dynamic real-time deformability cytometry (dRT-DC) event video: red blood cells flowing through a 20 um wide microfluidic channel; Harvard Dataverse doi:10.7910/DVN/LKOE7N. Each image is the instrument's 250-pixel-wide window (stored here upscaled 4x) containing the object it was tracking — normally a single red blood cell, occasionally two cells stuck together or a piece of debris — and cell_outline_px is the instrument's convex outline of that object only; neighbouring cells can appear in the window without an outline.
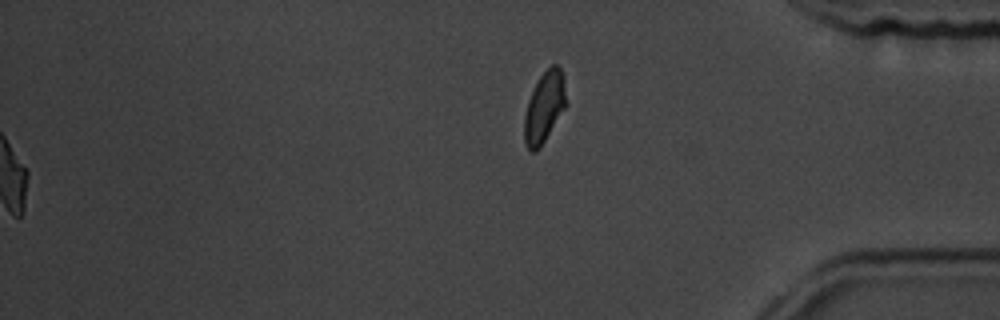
{"species": "common noctule bat (a hibernating species)", "species_latin": "Nyctalus noctula", "temperature_condition": "room temperature", "stored_images_in_passage": 57, "segment_of_instrument_passage": [2, 2], "camera_frame_rate_fps": 3000, "um_per_image_px": 0.085, "animal": {"sex": "male", "body_mass_g": 19.5, "forearm_length_mm": 54.6}, "frame": {"image": 1, "passage_image": 57, "time_ms": 18.667, "image_size_px": [1000, 320], "cell_outline_px": [[568, 104], [540, 148], [536, 152], [532, 152], [528, 148], [524, 140], [524, 116], [528, 100], [540, 76], [552, 64], [556, 64], [560, 68]], "centroid_in_image_um": [46.27, 9.15], "position_along_channel_um": 388.9, "area_um2": 17.17}}